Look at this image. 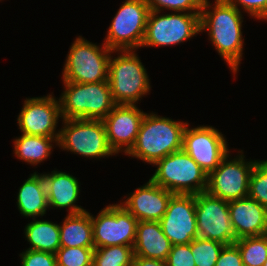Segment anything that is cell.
Masks as SVG:
<instances>
[{"instance_id": "cell-1", "label": "cell", "mask_w": 267, "mask_h": 266, "mask_svg": "<svg viewBox=\"0 0 267 266\" xmlns=\"http://www.w3.org/2000/svg\"><path fill=\"white\" fill-rule=\"evenodd\" d=\"M214 4V5H213ZM204 0L200 12V33L207 31L208 40L218 55L237 75L243 57V14L227 0Z\"/></svg>"}, {"instance_id": "cell-2", "label": "cell", "mask_w": 267, "mask_h": 266, "mask_svg": "<svg viewBox=\"0 0 267 266\" xmlns=\"http://www.w3.org/2000/svg\"><path fill=\"white\" fill-rule=\"evenodd\" d=\"M188 122L173 120L152 111L145 113L134 146L126 154L154 165L183 148V133Z\"/></svg>"}, {"instance_id": "cell-3", "label": "cell", "mask_w": 267, "mask_h": 266, "mask_svg": "<svg viewBox=\"0 0 267 266\" xmlns=\"http://www.w3.org/2000/svg\"><path fill=\"white\" fill-rule=\"evenodd\" d=\"M110 56L108 82L116 104L136 105L150 94L151 82L147 69L136 50H114ZM114 57V58H113Z\"/></svg>"}, {"instance_id": "cell-4", "label": "cell", "mask_w": 267, "mask_h": 266, "mask_svg": "<svg viewBox=\"0 0 267 266\" xmlns=\"http://www.w3.org/2000/svg\"><path fill=\"white\" fill-rule=\"evenodd\" d=\"M63 82L59 102L63 119L103 120L117 105L108 81L97 83Z\"/></svg>"}, {"instance_id": "cell-5", "label": "cell", "mask_w": 267, "mask_h": 266, "mask_svg": "<svg viewBox=\"0 0 267 266\" xmlns=\"http://www.w3.org/2000/svg\"><path fill=\"white\" fill-rule=\"evenodd\" d=\"M111 50L105 43L97 45L77 36L70 46L62 71V81L97 83L108 81Z\"/></svg>"}, {"instance_id": "cell-6", "label": "cell", "mask_w": 267, "mask_h": 266, "mask_svg": "<svg viewBox=\"0 0 267 266\" xmlns=\"http://www.w3.org/2000/svg\"><path fill=\"white\" fill-rule=\"evenodd\" d=\"M151 180L173 194H199L207 190L208 175L183 149L158 160Z\"/></svg>"}, {"instance_id": "cell-7", "label": "cell", "mask_w": 267, "mask_h": 266, "mask_svg": "<svg viewBox=\"0 0 267 266\" xmlns=\"http://www.w3.org/2000/svg\"><path fill=\"white\" fill-rule=\"evenodd\" d=\"M57 146L89 159L116 155L110 148L104 122L92 119H62Z\"/></svg>"}, {"instance_id": "cell-8", "label": "cell", "mask_w": 267, "mask_h": 266, "mask_svg": "<svg viewBox=\"0 0 267 266\" xmlns=\"http://www.w3.org/2000/svg\"><path fill=\"white\" fill-rule=\"evenodd\" d=\"M160 13L150 10L142 48L176 46L200 34V13Z\"/></svg>"}, {"instance_id": "cell-9", "label": "cell", "mask_w": 267, "mask_h": 266, "mask_svg": "<svg viewBox=\"0 0 267 266\" xmlns=\"http://www.w3.org/2000/svg\"><path fill=\"white\" fill-rule=\"evenodd\" d=\"M149 12L146 0H125L113 17L103 42L113 51L140 49Z\"/></svg>"}, {"instance_id": "cell-10", "label": "cell", "mask_w": 267, "mask_h": 266, "mask_svg": "<svg viewBox=\"0 0 267 266\" xmlns=\"http://www.w3.org/2000/svg\"><path fill=\"white\" fill-rule=\"evenodd\" d=\"M231 152L208 175L207 192L227 202L248 196L249 179L257 160L244 159V151L230 158Z\"/></svg>"}, {"instance_id": "cell-11", "label": "cell", "mask_w": 267, "mask_h": 266, "mask_svg": "<svg viewBox=\"0 0 267 266\" xmlns=\"http://www.w3.org/2000/svg\"><path fill=\"white\" fill-rule=\"evenodd\" d=\"M95 248L131 246L136 238L138 220L121 204H109L94 217L91 214Z\"/></svg>"}, {"instance_id": "cell-12", "label": "cell", "mask_w": 267, "mask_h": 266, "mask_svg": "<svg viewBox=\"0 0 267 266\" xmlns=\"http://www.w3.org/2000/svg\"><path fill=\"white\" fill-rule=\"evenodd\" d=\"M195 213L198 237L230 245L235 242L229 212V202L207 191L195 194Z\"/></svg>"}, {"instance_id": "cell-13", "label": "cell", "mask_w": 267, "mask_h": 266, "mask_svg": "<svg viewBox=\"0 0 267 266\" xmlns=\"http://www.w3.org/2000/svg\"><path fill=\"white\" fill-rule=\"evenodd\" d=\"M227 139L213 126L199 125L183 133V150L209 175L229 153Z\"/></svg>"}, {"instance_id": "cell-14", "label": "cell", "mask_w": 267, "mask_h": 266, "mask_svg": "<svg viewBox=\"0 0 267 266\" xmlns=\"http://www.w3.org/2000/svg\"><path fill=\"white\" fill-rule=\"evenodd\" d=\"M59 118L63 119L60 102L51 93L43 97L26 98L17 117V123L22 134L59 137Z\"/></svg>"}, {"instance_id": "cell-15", "label": "cell", "mask_w": 267, "mask_h": 266, "mask_svg": "<svg viewBox=\"0 0 267 266\" xmlns=\"http://www.w3.org/2000/svg\"><path fill=\"white\" fill-rule=\"evenodd\" d=\"M172 246L189 244L198 237L194 194H173L159 220Z\"/></svg>"}, {"instance_id": "cell-16", "label": "cell", "mask_w": 267, "mask_h": 266, "mask_svg": "<svg viewBox=\"0 0 267 266\" xmlns=\"http://www.w3.org/2000/svg\"><path fill=\"white\" fill-rule=\"evenodd\" d=\"M144 115L137 105L117 104L102 120L109 146L115 154L126 155L134 146Z\"/></svg>"}, {"instance_id": "cell-17", "label": "cell", "mask_w": 267, "mask_h": 266, "mask_svg": "<svg viewBox=\"0 0 267 266\" xmlns=\"http://www.w3.org/2000/svg\"><path fill=\"white\" fill-rule=\"evenodd\" d=\"M173 195L151 179L119 202L138 221H159Z\"/></svg>"}, {"instance_id": "cell-18", "label": "cell", "mask_w": 267, "mask_h": 266, "mask_svg": "<svg viewBox=\"0 0 267 266\" xmlns=\"http://www.w3.org/2000/svg\"><path fill=\"white\" fill-rule=\"evenodd\" d=\"M229 212L235 241L267 234V209L251 197L230 201Z\"/></svg>"}, {"instance_id": "cell-19", "label": "cell", "mask_w": 267, "mask_h": 266, "mask_svg": "<svg viewBox=\"0 0 267 266\" xmlns=\"http://www.w3.org/2000/svg\"><path fill=\"white\" fill-rule=\"evenodd\" d=\"M46 185L49 209L65 208L68 214H77L86 209L78 206L80 181L67 172L53 170L51 173H42Z\"/></svg>"}, {"instance_id": "cell-20", "label": "cell", "mask_w": 267, "mask_h": 266, "mask_svg": "<svg viewBox=\"0 0 267 266\" xmlns=\"http://www.w3.org/2000/svg\"><path fill=\"white\" fill-rule=\"evenodd\" d=\"M171 247L159 221H138L133 245L134 256L166 261Z\"/></svg>"}, {"instance_id": "cell-21", "label": "cell", "mask_w": 267, "mask_h": 266, "mask_svg": "<svg viewBox=\"0 0 267 266\" xmlns=\"http://www.w3.org/2000/svg\"><path fill=\"white\" fill-rule=\"evenodd\" d=\"M17 208L24 217L43 218L49 209L46 185L42 173L34 172L20 186L17 193Z\"/></svg>"}, {"instance_id": "cell-22", "label": "cell", "mask_w": 267, "mask_h": 266, "mask_svg": "<svg viewBox=\"0 0 267 266\" xmlns=\"http://www.w3.org/2000/svg\"><path fill=\"white\" fill-rule=\"evenodd\" d=\"M60 247H95L91 213L67 214L59 224Z\"/></svg>"}, {"instance_id": "cell-23", "label": "cell", "mask_w": 267, "mask_h": 266, "mask_svg": "<svg viewBox=\"0 0 267 266\" xmlns=\"http://www.w3.org/2000/svg\"><path fill=\"white\" fill-rule=\"evenodd\" d=\"M58 138L21 134V136L13 140L14 155L22 162L30 164V166H38L41 162L46 161L47 158L50 159L53 147L57 146Z\"/></svg>"}, {"instance_id": "cell-24", "label": "cell", "mask_w": 267, "mask_h": 266, "mask_svg": "<svg viewBox=\"0 0 267 266\" xmlns=\"http://www.w3.org/2000/svg\"><path fill=\"white\" fill-rule=\"evenodd\" d=\"M32 220L24 228L25 238L30 245L27 249L56 254L60 248L59 224L44 219Z\"/></svg>"}, {"instance_id": "cell-25", "label": "cell", "mask_w": 267, "mask_h": 266, "mask_svg": "<svg viewBox=\"0 0 267 266\" xmlns=\"http://www.w3.org/2000/svg\"><path fill=\"white\" fill-rule=\"evenodd\" d=\"M234 243L238 246L244 266H263L267 260V234L242 237Z\"/></svg>"}, {"instance_id": "cell-26", "label": "cell", "mask_w": 267, "mask_h": 266, "mask_svg": "<svg viewBox=\"0 0 267 266\" xmlns=\"http://www.w3.org/2000/svg\"><path fill=\"white\" fill-rule=\"evenodd\" d=\"M134 250L131 246L114 245L94 249L93 266H132Z\"/></svg>"}, {"instance_id": "cell-27", "label": "cell", "mask_w": 267, "mask_h": 266, "mask_svg": "<svg viewBox=\"0 0 267 266\" xmlns=\"http://www.w3.org/2000/svg\"><path fill=\"white\" fill-rule=\"evenodd\" d=\"M196 266H215L224 244L210 239L195 238L190 242Z\"/></svg>"}, {"instance_id": "cell-28", "label": "cell", "mask_w": 267, "mask_h": 266, "mask_svg": "<svg viewBox=\"0 0 267 266\" xmlns=\"http://www.w3.org/2000/svg\"><path fill=\"white\" fill-rule=\"evenodd\" d=\"M95 247H60L56 252L57 266H93Z\"/></svg>"}, {"instance_id": "cell-29", "label": "cell", "mask_w": 267, "mask_h": 266, "mask_svg": "<svg viewBox=\"0 0 267 266\" xmlns=\"http://www.w3.org/2000/svg\"><path fill=\"white\" fill-rule=\"evenodd\" d=\"M248 196L267 209V160H257L250 175Z\"/></svg>"}, {"instance_id": "cell-30", "label": "cell", "mask_w": 267, "mask_h": 266, "mask_svg": "<svg viewBox=\"0 0 267 266\" xmlns=\"http://www.w3.org/2000/svg\"><path fill=\"white\" fill-rule=\"evenodd\" d=\"M204 0H146L150 10L200 13Z\"/></svg>"}, {"instance_id": "cell-31", "label": "cell", "mask_w": 267, "mask_h": 266, "mask_svg": "<svg viewBox=\"0 0 267 266\" xmlns=\"http://www.w3.org/2000/svg\"><path fill=\"white\" fill-rule=\"evenodd\" d=\"M240 12H246L257 20L267 21V0H227ZM243 9V11H242Z\"/></svg>"}, {"instance_id": "cell-32", "label": "cell", "mask_w": 267, "mask_h": 266, "mask_svg": "<svg viewBox=\"0 0 267 266\" xmlns=\"http://www.w3.org/2000/svg\"><path fill=\"white\" fill-rule=\"evenodd\" d=\"M21 259V266H57L56 254L28 250L19 254Z\"/></svg>"}, {"instance_id": "cell-33", "label": "cell", "mask_w": 267, "mask_h": 266, "mask_svg": "<svg viewBox=\"0 0 267 266\" xmlns=\"http://www.w3.org/2000/svg\"><path fill=\"white\" fill-rule=\"evenodd\" d=\"M167 266H196L189 244L173 245L166 260Z\"/></svg>"}, {"instance_id": "cell-34", "label": "cell", "mask_w": 267, "mask_h": 266, "mask_svg": "<svg viewBox=\"0 0 267 266\" xmlns=\"http://www.w3.org/2000/svg\"><path fill=\"white\" fill-rule=\"evenodd\" d=\"M215 266H244L238 246L235 243L225 245Z\"/></svg>"}, {"instance_id": "cell-35", "label": "cell", "mask_w": 267, "mask_h": 266, "mask_svg": "<svg viewBox=\"0 0 267 266\" xmlns=\"http://www.w3.org/2000/svg\"><path fill=\"white\" fill-rule=\"evenodd\" d=\"M132 266H167L166 261L134 256Z\"/></svg>"}, {"instance_id": "cell-36", "label": "cell", "mask_w": 267, "mask_h": 266, "mask_svg": "<svg viewBox=\"0 0 267 266\" xmlns=\"http://www.w3.org/2000/svg\"><path fill=\"white\" fill-rule=\"evenodd\" d=\"M263 266H267V260L265 261V263L263 264Z\"/></svg>"}]
</instances>
